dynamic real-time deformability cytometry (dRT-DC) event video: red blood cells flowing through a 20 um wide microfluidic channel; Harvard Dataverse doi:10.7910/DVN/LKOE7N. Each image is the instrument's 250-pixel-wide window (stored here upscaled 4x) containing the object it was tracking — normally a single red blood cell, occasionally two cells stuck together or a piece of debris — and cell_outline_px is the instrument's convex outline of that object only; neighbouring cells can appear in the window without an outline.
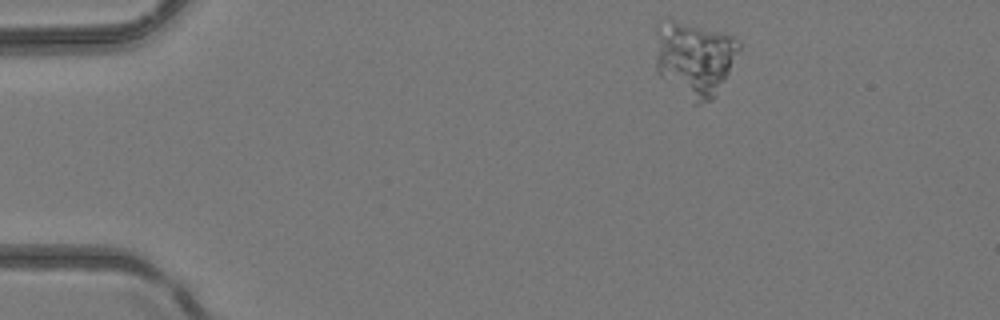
{"species": "common noctule bat (a hibernating species)", "species_latin": "Nyctalus noctula", "temperature_condition": "room temperature", "stored_images_in_passage": 3, "camera_frame_rate_fps": 3000, "um_per_image_px": 0.085, "animal": {"sex": "female", "body_mass_g": 24.6, "forearm_length_mm": 56.2}, "frame": {"image": 1, "passage_image": 1, "time_ms": 0.0, "image_size_px": [1000, 320], "cell_outline_px": [[740, 52], [716, 96], [712, 100], [700, 104], [692, 104], [660, 76], [656, 72], [656, 20], [668, 16], [720, 32], [732, 36], [740, 40]], "centroid_in_image_um": [58.99, 4.95], "position_along_channel_um": 26.0, "area_um2": 37.74}}